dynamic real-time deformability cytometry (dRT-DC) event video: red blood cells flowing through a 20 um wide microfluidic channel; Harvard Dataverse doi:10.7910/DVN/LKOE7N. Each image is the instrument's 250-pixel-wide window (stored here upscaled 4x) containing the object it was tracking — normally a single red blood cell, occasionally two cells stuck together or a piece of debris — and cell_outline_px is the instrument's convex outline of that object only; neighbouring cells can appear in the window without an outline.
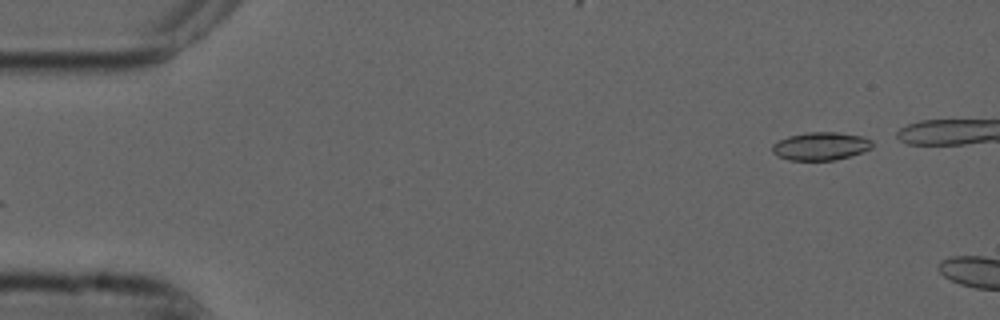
{"species": "common noctule bat (a hibernating species)", "species_latin": "Nyctalus noctula", "temperature_condition": "cold", "stored_images_in_passage": 5, "camera_frame_rate_fps": 3000, "um_per_image_px": 0.085, "animal": {"sex": "male", "forearm_length_mm": 52.5}, "frame": {"image": 1, "passage_image": 2, "time_ms": 0.333, "image_size_px": [1000, 320], "cell_outline_px": [[872, 148], [836, 160], [788, 160], [776, 156], [772, 152], [772, 144], [788, 136], [808, 132], [836, 132], [864, 136], [872, 140]], "centroid_in_image_um": [69.74, 12.42], "position_along_channel_um": 15.3, "area_um2": 16.36}}